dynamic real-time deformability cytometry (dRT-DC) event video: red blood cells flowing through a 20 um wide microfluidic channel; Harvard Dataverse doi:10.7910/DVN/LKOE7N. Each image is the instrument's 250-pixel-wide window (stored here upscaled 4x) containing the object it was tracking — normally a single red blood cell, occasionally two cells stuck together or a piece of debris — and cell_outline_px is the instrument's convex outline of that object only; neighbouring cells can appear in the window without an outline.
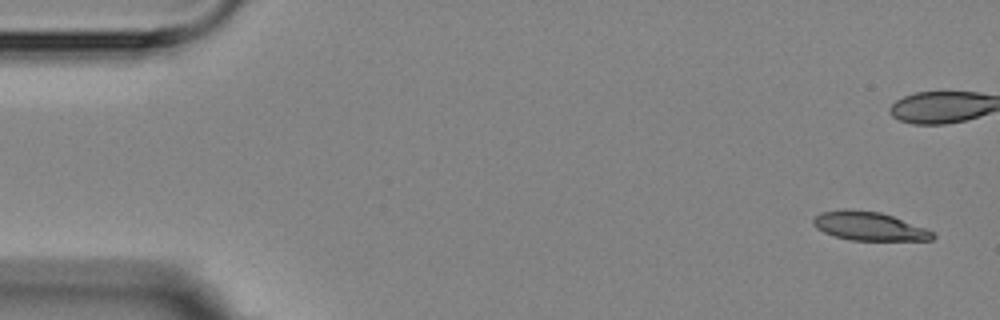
{"species": "Egyptian fruit bat (a non-hibernating species)", "species_latin": "Rousettus aegyptiacus", "temperature_condition": "room temperature", "stored_images_in_passage": 9, "camera_frame_rate_fps": 3000, "um_per_image_px": 0.085, "animal": {"sex": "female"}, "frame": {"image": 1, "passage_image": 1, "time_ms": 0.0, "image_size_px": [1000, 320], "cell_outline_px": [[936, 236], [932, 240], [848, 240], [824, 232], [816, 228], [812, 224], [812, 220], [820, 212], [844, 208], [880, 212], [892, 216], [924, 228], [932, 232]], "centroid_in_image_um": [73.82, 19.22], "position_along_channel_um": 11.2, "area_um2": 19.83}}
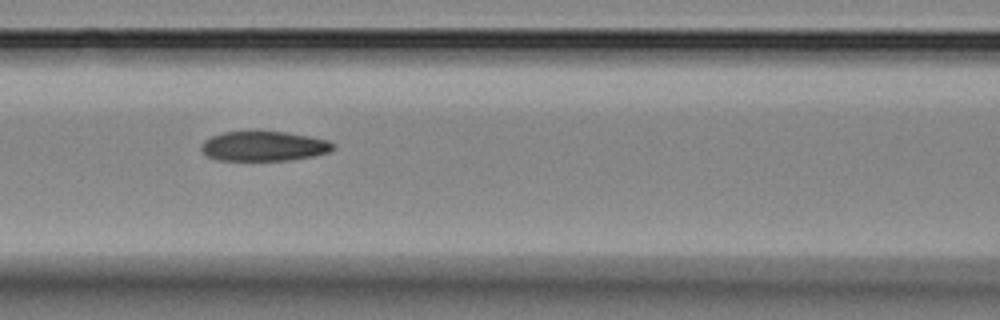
{"frame": {"image": 2, "passage_image": 8, "time_ms": 8.0, "image_size_px": [1000, 320], "cell_outline_px": [[336, 148], [328, 152], [312, 156], [288, 160], [216, 160], [208, 156], [200, 148], [204, 140], [212, 136], [224, 132], [256, 128], [288, 132], [328, 140], [336, 144]], "centroid_in_image_um": [22.42, 12.37], "position_along_channel_um": 144.2, "area_um2": 23.64}}
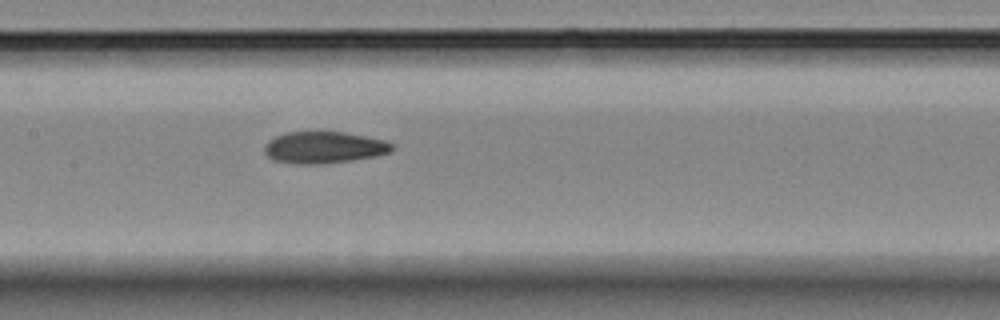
{"frame": {"image": 3, "passage_image": 9, "time_ms": 9.0, "image_size_px": [1000, 320], "cell_outline_px": [[392, 148], [388, 152], [376, 156], [348, 160], [316, 164], [296, 164], [276, 160], [268, 156], [264, 152], [264, 144], [268, 140], [284, 132], [344, 132], [384, 140], [392, 144]], "centroid_in_image_um": [27.48, 12.52], "position_along_channel_um": 179.9, "area_um2": 23.24}}